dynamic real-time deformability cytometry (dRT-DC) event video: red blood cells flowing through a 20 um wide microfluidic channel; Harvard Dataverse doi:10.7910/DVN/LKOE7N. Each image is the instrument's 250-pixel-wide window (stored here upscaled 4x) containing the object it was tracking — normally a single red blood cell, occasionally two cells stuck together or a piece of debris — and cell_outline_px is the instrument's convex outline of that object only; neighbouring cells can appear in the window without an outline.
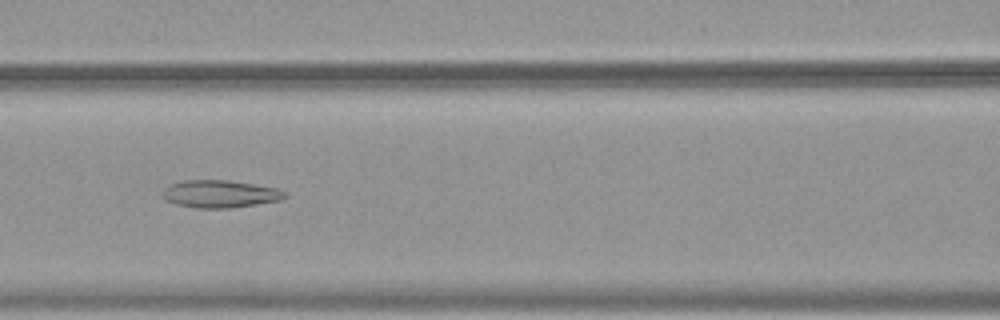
{"species": "common noctule bat (a hibernating species)", "species_latin": "Nyctalus noctula", "temperature_condition": "warm", "stored_images_in_passage": 54, "camera_frame_rate_fps": 3000, "um_per_image_px": 0.085, "animal": {"sex": "female", "body_mass_g": 19.9}, "frame": {"image": 1, "passage_image": 25, "time_ms": 8.0, "image_size_px": [1000, 320], "cell_outline_px": [[288, 196], [280, 200], [256, 204], [228, 208], [196, 208], [176, 204], [168, 200], [164, 196], [164, 188], [168, 184], [184, 180], [228, 180], [276, 188], [288, 192]], "centroid_in_image_um": [18.72, 16.48], "position_along_channel_um": 147.9, "area_um2": 19.48}}
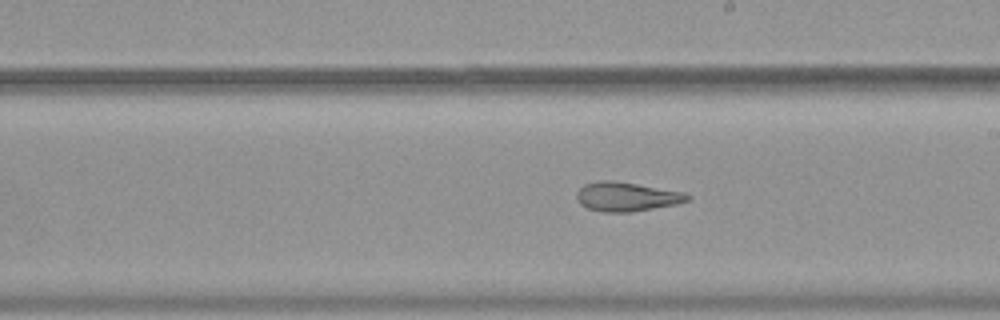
{"frame": {"image": 2, "passage_image": 32, "time_ms": 10.333, "image_size_px": [1000, 320], "cell_outline_px": [[692, 196], [688, 200], [676, 204], [632, 212], [604, 212], [588, 208], [580, 204], [576, 196], [576, 192], [584, 184], [600, 180], [612, 180], [684, 192]], "centroid_in_image_um": [53.24, 16.72], "position_along_channel_um": 235.8, "area_um2": 18.73}}
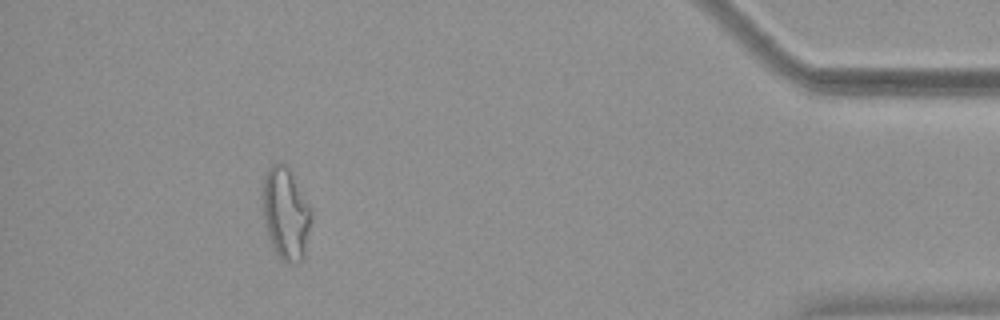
{"frame": {"image": 3, "passage_image": 50, "time_ms": 16.333, "image_size_px": [1000, 320], "cell_outline_px": [[312, 216], [304, 256], [296, 264], [288, 264], [276, 252], [268, 236], [264, 224], [264, 176], [268, 168], [272, 164], [280, 160], [288, 168], [312, 212]], "centroid_in_image_um": [24.29, 18.17], "position_along_channel_um": 410.9, "area_um2": 25.49}, "authors_computed_cell_mechanics": {"area_um2": 24.1026, "velocity_mm_per_s": 3.7842, "shape_relaxation_time_tau1_ms": null, "shape_relaxation_time_tau2_ms": 2.4793, "deformation_change_tau1": null, "deformation_change_tau2": 0.1022}}